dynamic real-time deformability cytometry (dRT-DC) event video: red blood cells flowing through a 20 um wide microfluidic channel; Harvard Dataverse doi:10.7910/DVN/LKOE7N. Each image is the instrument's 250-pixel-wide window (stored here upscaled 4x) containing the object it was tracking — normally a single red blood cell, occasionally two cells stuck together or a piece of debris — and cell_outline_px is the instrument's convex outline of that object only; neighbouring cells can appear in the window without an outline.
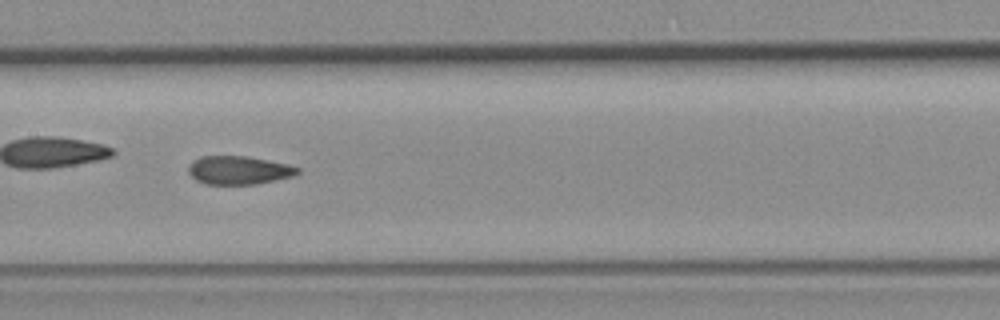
{"species": "common noctule bat (a hibernating species)", "species_latin": "Nyctalus noctula", "temperature_condition": "room temperature", "stored_images_in_passage": 43, "camera_frame_rate_fps": 3000, "um_per_image_px": 0.085, "animal": {"sex": "female", "body_mass_g": 19.3, "forearm_length_mm": 54.1}, "frame": {"image": 1, "passage_image": 24, "time_ms": 7.667, "image_size_px": [1000, 320], "cell_outline_px": [[300, 172], [292, 176], [276, 180], [256, 184], [204, 184], [196, 180], [188, 172], [188, 164], [192, 160], [200, 156], [248, 156], [288, 164], [300, 168]], "centroid_in_image_um": [20.27, 14.46], "position_along_channel_um": 187.1, "area_um2": 18.21}, "authors_computed_cell_mechanics": {"area_um2": 19.0162, "velocity_mm_per_s": 3.9736, "shape_relaxation_time_tau1_ms": null, "shape_relaxation_time_tau2_ms": 1.9162, "deformation_change_tau1": null, "deformation_change_tau2": 0.0732}}